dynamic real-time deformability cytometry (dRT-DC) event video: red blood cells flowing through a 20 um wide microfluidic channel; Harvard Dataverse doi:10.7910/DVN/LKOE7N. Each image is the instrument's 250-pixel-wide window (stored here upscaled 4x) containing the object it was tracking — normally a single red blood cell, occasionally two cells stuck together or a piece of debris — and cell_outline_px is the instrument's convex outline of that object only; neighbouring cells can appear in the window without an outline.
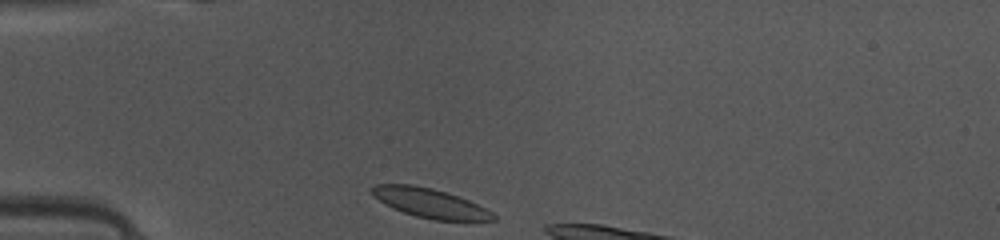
{"species": "common noctule bat (a hibernating species)", "species_latin": "Nyctalus noctula", "temperature_condition": "warm", "stored_images_in_passage": 7, "camera_frame_rate_fps": 3000, "um_per_image_px": 0.085, "animal": {"sex": "female", "body_mass_g": 10.0, "forearm_length_mm": 53.1}, "frame": {"image": 1, "passage_image": 1, "time_ms": 0.0, "image_size_px": [1000, 240], "cell_outline_px": [[496, 220], [432, 220], [416, 216], [404, 212], [372, 196], [372, 188], [376, 184], [412, 184], [432, 188], [468, 200], [492, 212], [496, 216]], "centroid_in_image_um": [36.55, 17.25], "position_along_channel_um": 48.5, "area_um2": 20.17}}
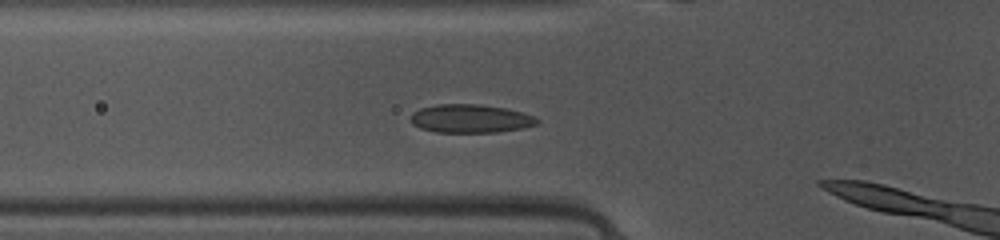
{"frame": {"image": 2, "passage_image": 5, "time_ms": 1.333, "image_size_px": [1000, 240], "cell_outline_px": [[540, 120], [536, 124], [524, 128], [496, 132], [436, 132], [420, 128], [412, 124], [412, 112], [420, 108], [436, 104], [476, 104], [504, 108], [520, 112], [532, 116]], "centroid_in_image_um": [39.96, 10.08], "position_along_channel_um": 85.8, "area_um2": 20.75}}